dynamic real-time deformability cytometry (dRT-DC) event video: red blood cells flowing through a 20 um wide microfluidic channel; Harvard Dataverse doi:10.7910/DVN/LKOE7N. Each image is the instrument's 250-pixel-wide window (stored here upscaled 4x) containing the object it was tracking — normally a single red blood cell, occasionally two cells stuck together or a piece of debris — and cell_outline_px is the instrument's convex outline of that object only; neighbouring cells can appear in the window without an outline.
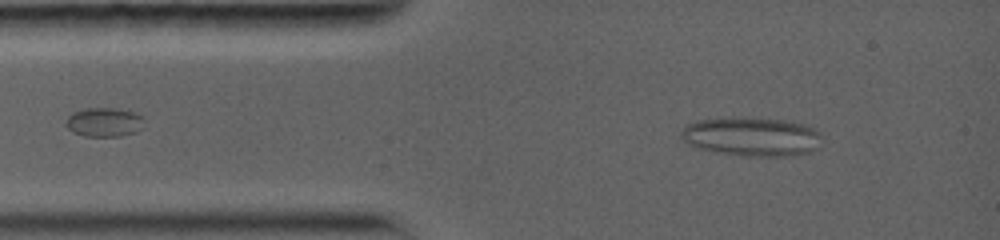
{"species": "common noctule bat (a hibernating species)", "species_latin": "Nyctalus noctula", "temperature_condition": "warm", "stored_images_in_passage": 4, "camera_frame_rate_fps": 5000, "um_per_image_px": 0.085, "animal": {"sex": "female", "body_mass_g": 19.0, "forearm_length_mm": 56.7}, "frame": {"image": 1, "passage_image": 1, "time_ms": 0.0, "image_size_px": [1000, 240], "cell_outline_px": [[824, 136], [820, 148], [808, 152], [788, 156], [744, 156], [716, 152], [696, 148], [688, 144], [680, 136], [680, 132], [688, 124], [696, 120], [720, 116], [732, 116], [784, 120], [804, 124], [812, 128]], "centroid_in_image_um": [63.88, 11.6], "position_along_channel_um": 21.1, "area_um2": 32.66}}
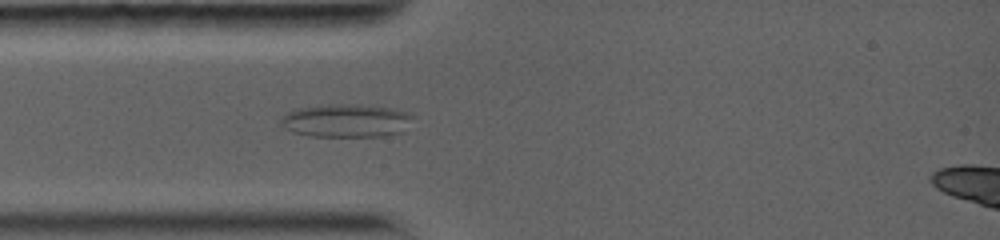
{"frame": {"image": 2, "passage_image": 3, "time_ms": 1.8, "image_size_px": [1000, 240], "cell_outline_px": [[412, 116], [400, 132], [384, 136], [308, 136], [292, 132], [280, 124], [280, 116], [292, 108], [320, 104], [356, 104], [396, 108], [408, 112]], "centroid_in_image_um": [29.31, 10.23], "position_along_channel_um": 55.7, "area_um2": 25.84}}